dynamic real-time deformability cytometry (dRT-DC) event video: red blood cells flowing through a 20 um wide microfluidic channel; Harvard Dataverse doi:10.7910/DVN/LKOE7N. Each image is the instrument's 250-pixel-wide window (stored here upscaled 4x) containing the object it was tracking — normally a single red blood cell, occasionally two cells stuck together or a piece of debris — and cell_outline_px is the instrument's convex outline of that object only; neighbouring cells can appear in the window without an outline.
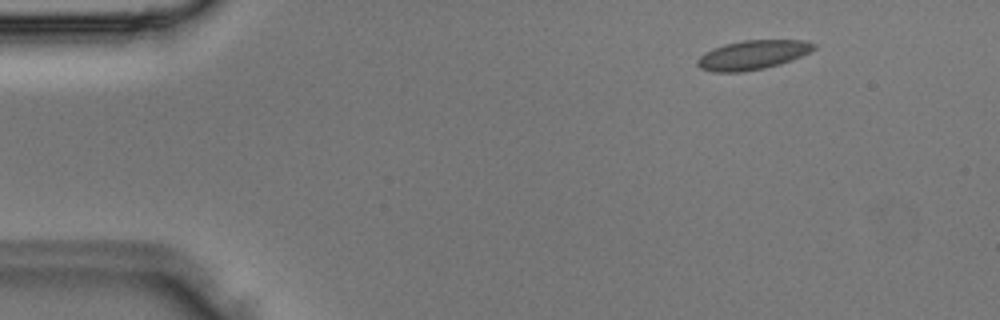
{"species": "Egyptian fruit bat (a non-hibernating species)", "species_latin": "Rousettus aegyptiacus", "temperature_condition": "room temperature", "stored_images_in_passage": 6, "camera_frame_rate_fps": 3000, "um_per_image_px": 0.085, "animal": {"sex": "male"}, "frame": {"image": 1, "passage_image": 2, "time_ms": 0.333, "image_size_px": [1000, 320], "cell_outline_px": [[816, 48], [792, 60], [780, 64], [764, 68], [744, 72], [712, 72], [700, 68], [696, 64], [696, 60], [704, 52], [712, 48], [724, 44], [744, 40], [804, 40], [816, 44]], "centroid_in_image_um": [63.94, 4.67], "position_along_channel_um": 21.1, "area_um2": 19.94}}
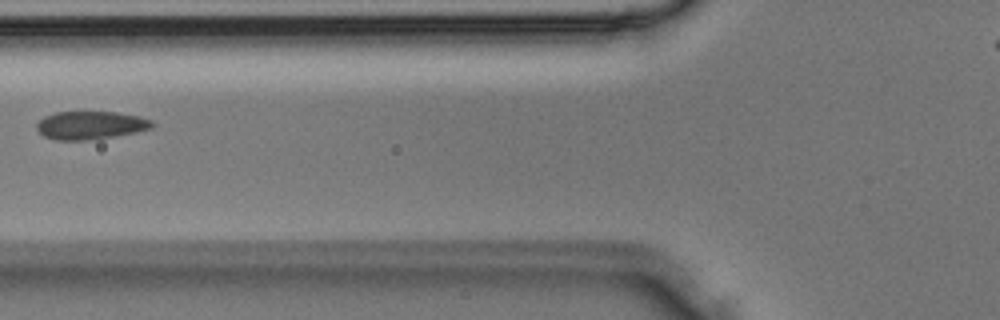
{"frame": {"image": 2, "passage_image": 5, "time_ms": 1.333, "image_size_px": [1000, 320], "cell_outline_px": [[156, 124], [152, 128], [136, 132], [88, 140], [56, 140], [44, 136], [36, 128], [36, 124], [44, 116], [56, 112], [116, 112], [140, 116], [152, 120]], "centroid_in_image_um": [7.71, 10.64], "position_along_channel_um": 118.1, "area_um2": 18.9}}